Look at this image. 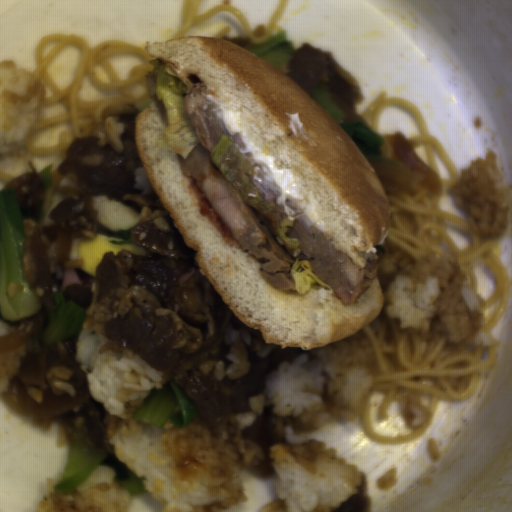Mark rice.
Wrapping results in <instances>:
<instances>
[{"label":"rice","instance_id":"2","mask_svg":"<svg viewBox=\"0 0 512 512\" xmlns=\"http://www.w3.org/2000/svg\"><path fill=\"white\" fill-rule=\"evenodd\" d=\"M375 368L373 347L362 328L278 365L263 393L249 396V411L238 414L237 422L248 427L265 409L282 418L299 417L309 429L354 420L372 389Z\"/></svg>","mask_w":512,"mask_h":512},{"label":"rice","instance_id":"12","mask_svg":"<svg viewBox=\"0 0 512 512\" xmlns=\"http://www.w3.org/2000/svg\"><path fill=\"white\" fill-rule=\"evenodd\" d=\"M77 186L62 180L53 189L42 192L41 209L38 217L37 224L49 225L52 219L49 217L51 209L61 202L64 198L75 192Z\"/></svg>","mask_w":512,"mask_h":512},{"label":"rice","instance_id":"6","mask_svg":"<svg viewBox=\"0 0 512 512\" xmlns=\"http://www.w3.org/2000/svg\"><path fill=\"white\" fill-rule=\"evenodd\" d=\"M41 77L15 61L0 62V160L25 152L40 123Z\"/></svg>","mask_w":512,"mask_h":512},{"label":"rice","instance_id":"14","mask_svg":"<svg viewBox=\"0 0 512 512\" xmlns=\"http://www.w3.org/2000/svg\"><path fill=\"white\" fill-rule=\"evenodd\" d=\"M54 388L57 389L60 392H63L66 395H69L71 397H78L79 395L76 394L73 386L71 384L61 382V381H55L53 384Z\"/></svg>","mask_w":512,"mask_h":512},{"label":"rice","instance_id":"7","mask_svg":"<svg viewBox=\"0 0 512 512\" xmlns=\"http://www.w3.org/2000/svg\"><path fill=\"white\" fill-rule=\"evenodd\" d=\"M59 479V478H58ZM49 478L33 512H129L132 495L115 481L113 470L97 466L70 494L54 493Z\"/></svg>","mask_w":512,"mask_h":512},{"label":"rice","instance_id":"8","mask_svg":"<svg viewBox=\"0 0 512 512\" xmlns=\"http://www.w3.org/2000/svg\"><path fill=\"white\" fill-rule=\"evenodd\" d=\"M224 340L230 347L226 359L231 361V364L225 366L223 359L215 364L214 373L218 381L223 379L234 381L241 378L250 370L249 353L257 354L259 358L266 357L278 346L266 344L261 330H254L244 323L241 327H227Z\"/></svg>","mask_w":512,"mask_h":512},{"label":"rice","instance_id":"3","mask_svg":"<svg viewBox=\"0 0 512 512\" xmlns=\"http://www.w3.org/2000/svg\"><path fill=\"white\" fill-rule=\"evenodd\" d=\"M382 291L379 314L424 340L441 337L464 348L483 328L482 298L452 255L410 262Z\"/></svg>","mask_w":512,"mask_h":512},{"label":"rice","instance_id":"15","mask_svg":"<svg viewBox=\"0 0 512 512\" xmlns=\"http://www.w3.org/2000/svg\"><path fill=\"white\" fill-rule=\"evenodd\" d=\"M15 330L12 329L11 327V324H10V321H8L7 319H5L1 314H0V337L1 336H4V335H7L11 332H13Z\"/></svg>","mask_w":512,"mask_h":512},{"label":"rice","instance_id":"10","mask_svg":"<svg viewBox=\"0 0 512 512\" xmlns=\"http://www.w3.org/2000/svg\"><path fill=\"white\" fill-rule=\"evenodd\" d=\"M119 112L105 111L101 114L102 120L99 122L86 121L80 123L79 136L93 135L98 147H113L116 152H124L120 137L124 129V124L118 122Z\"/></svg>","mask_w":512,"mask_h":512},{"label":"rice","instance_id":"11","mask_svg":"<svg viewBox=\"0 0 512 512\" xmlns=\"http://www.w3.org/2000/svg\"><path fill=\"white\" fill-rule=\"evenodd\" d=\"M28 341L10 353L0 352V397L9 390L18 378L24 361ZM3 398V397H2Z\"/></svg>","mask_w":512,"mask_h":512},{"label":"rice","instance_id":"9","mask_svg":"<svg viewBox=\"0 0 512 512\" xmlns=\"http://www.w3.org/2000/svg\"><path fill=\"white\" fill-rule=\"evenodd\" d=\"M91 206L95 219L110 231L134 227L140 220L139 215L129 206L115 201L108 196H95Z\"/></svg>","mask_w":512,"mask_h":512},{"label":"rice","instance_id":"16","mask_svg":"<svg viewBox=\"0 0 512 512\" xmlns=\"http://www.w3.org/2000/svg\"><path fill=\"white\" fill-rule=\"evenodd\" d=\"M28 390V395L30 396V398L32 400H34L35 402H42L43 400V392L42 390H38V389H34V388H27Z\"/></svg>","mask_w":512,"mask_h":512},{"label":"rice","instance_id":"13","mask_svg":"<svg viewBox=\"0 0 512 512\" xmlns=\"http://www.w3.org/2000/svg\"><path fill=\"white\" fill-rule=\"evenodd\" d=\"M134 186L135 189L142 190V194L147 195L156 192L145 173L144 167L140 169H135Z\"/></svg>","mask_w":512,"mask_h":512},{"label":"rice","instance_id":"5","mask_svg":"<svg viewBox=\"0 0 512 512\" xmlns=\"http://www.w3.org/2000/svg\"><path fill=\"white\" fill-rule=\"evenodd\" d=\"M505 161L496 152L475 159L450 193L454 205L469 221L470 232L481 238H497L512 231V186L507 182Z\"/></svg>","mask_w":512,"mask_h":512},{"label":"rice","instance_id":"4","mask_svg":"<svg viewBox=\"0 0 512 512\" xmlns=\"http://www.w3.org/2000/svg\"><path fill=\"white\" fill-rule=\"evenodd\" d=\"M268 477L274 491L262 512H334L357 490L361 476L351 463L320 440L272 444Z\"/></svg>","mask_w":512,"mask_h":512},{"label":"rice","instance_id":"1","mask_svg":"<svg viewBox=\"0 0 512 512\" xmlns=\"http://www.w3.org/2000/svg\"><path fill=\"white\" fill-rule=\"evenodd\" d=\"M107 337L85 324L75 358L85 371L90 398L121 419L109 438L116 459L135 473L160 511L244 512L249 501L242 474L248 466L221 435L188 423L162 428L133 420L161 372L131 349L100 352Z\"/></svg>","mask_w":512,"mask_h":512}]
</instances>
